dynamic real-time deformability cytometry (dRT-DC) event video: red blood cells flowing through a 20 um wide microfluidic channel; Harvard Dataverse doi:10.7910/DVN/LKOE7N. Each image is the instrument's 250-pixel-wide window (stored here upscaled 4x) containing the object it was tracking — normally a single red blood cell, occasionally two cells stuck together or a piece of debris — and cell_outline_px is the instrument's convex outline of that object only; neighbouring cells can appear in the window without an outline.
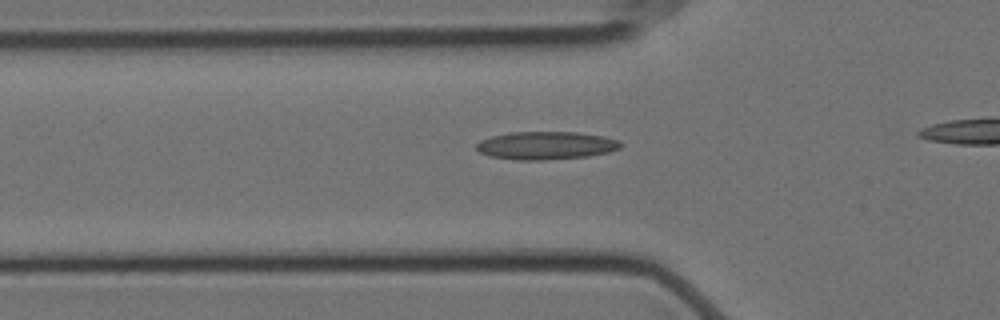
{"species": "Egyptian fruit bat (a non-hibernating species)", "species_latin": "Rousettus aegyptiacus", "temperature_condition": "cold", "stored_images_in_passage": 37, "camera_frame_rate_fps": 3000, "um_per_image_px": 0.085, "animal": {"sex": "female"}, "frame": {"image": 1, "passage_image": 10, "time_ms": 3.0, "image_size_px": [1000, 320], "cell_outline_px": [[624, 144], [620, 148], [608, 152], [588, 156], [544, 160], [516, 160], [488, 156], [480, 152], [476, 148], [476, 144], [480, 140], [492, 136], [508, 132], [576, 132], [604, 136], [620, 140]], "centroid_in_image_um": [46.42, 12.36], "position_along_channel_um": 79.4, "area_um2": 23.7}}
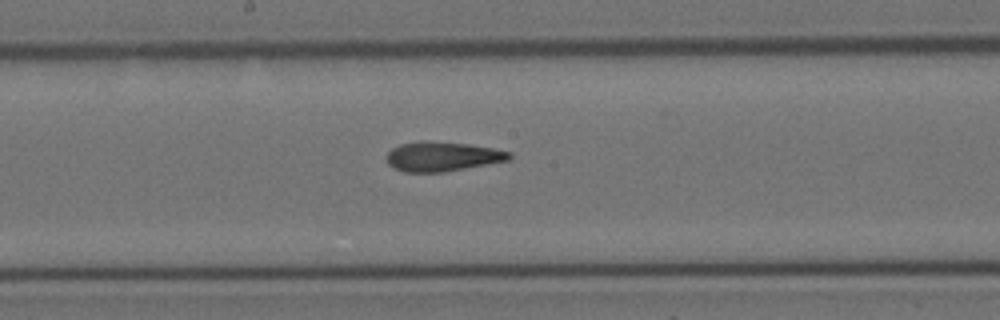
{"frame": {"image": 2, "passage_image": 21, "time_ms": 6.667, "image_size_px": [1000, 320], "cell_outline_px": [[512, 156], [508, 160], [444, 172], [404, 172], [388, 164], [388, 152], [392, 148], [400, 144], [420, 140], [428, 140], [468, 144], [492, 148], [512, 152]], "centroid_in_image_um": [37.59, 13.29], "position_along_channel_um": 210.6, "area_um2": 21.04}}
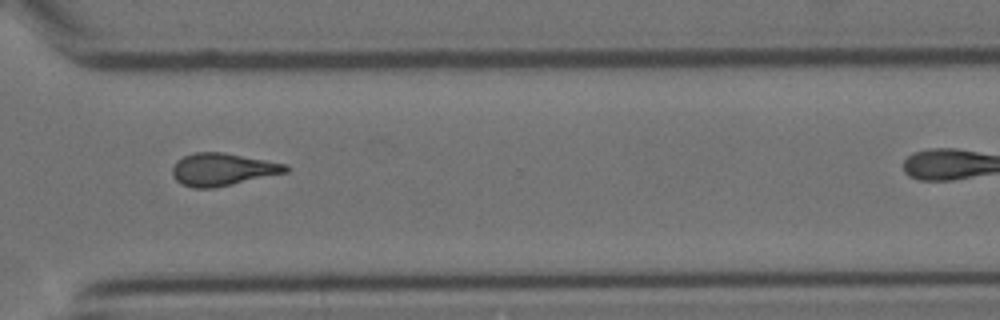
{"frame": {"image": 3, "passage_image": 33, "time_ms": 10.667, "image_size_px": [1000, 320], "cell_outline_px": [[288, 172], [232, 184], [212, 188], [192, 188], [180, 184], [172, 176], [172, 168], [176, 160], [184, 156], [196, 152], [224, 152], [288, 164]], "centroid_in_image_um": [18.89, 14.4], "position_along_channel_um": 351.7, "area_um2": 21.56}}